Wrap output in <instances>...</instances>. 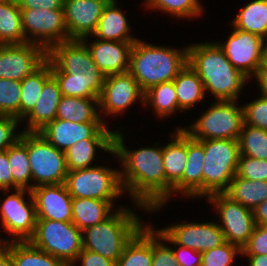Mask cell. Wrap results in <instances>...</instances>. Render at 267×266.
<instances>
[{"instance_id": "27", "label": "cell", "mask_w": 267, "mask_h": 266, "mask_svg": "<svg viewBox=\"0 0 267 266\" xmlns=\"http://www.w3.org/2000/svg\"><path fill=\"white\" fill-rule=\"evenodd\" d=\"M96 105H99L98 98L61 96L56 118L76 123L103 122Z\"/></svg>"}, {"instance_id": "47", "label": "cell", "mask_w": 267, "mask_h": 266, "mask_svg": "<svg viewBox=\"0 0 267 266\" xmlns=\"http://www.w3.org/2000/svg\"><path fill=\"white\" fill-rule=\"evenodd\" d=\"M159 238V233L153 230L152 266H180L177 263L172 248L157 241Z\"/></svg>"}, {"instance_id": "50", "label": "cell", "mask_w": 267, "mask_h": 266, "mask_svg": "<svg viewBox=\"0 0 267 266\" xmlns=\"http://www.w3.org/2000/svg\"><path fill=\"white\" fill-rule=\"evenodd\" d=\"M20 9H63L64 0H18Z\"/></svg>"}, {"instance_id": "24", "label": "cell", "mask_w": 267, "mask_h": 266, "mask_svg": "<svg viewBox=\"0 0 267 266\" xmlns=\"http://www.w3.org/2000/svg\"><path fill=\"white\" fill-rule=\"evenodd\" d=\"M116 5V0L107 3L93 35L101 40L135 42L137 39L129 36L127 18Z\"/></svg>"}, {"instance_id": "11", "label": "cell", "mask_w": 267, "mask_h": 266, "mask_svg": "<svg viewBox=\"0 0 267 266\" xmlns=\"http://www.w3.org/2000/svg\"><path fill=\"white\" fill-rule=\"evenodd\" d=\"M20 10L26 43L39 45L48 51L52 46L70 40L65 25L63 9L36 8ZM27 35H30V37L28 38Z\"/></svg>"}, {"instance_id": "8", "label": "cell", "mask_w": 267, "mask_h": 266, "mask_svg": "<svg viewBox=\"0 0 267 266\" xmlns=\"http://www.w3.org/2000/svg\"><path fill=\"white\" fill-rule=\"evenodd\" d=\"M235 103V100H217L189 129L183 130L196 140H238L244 112Z\"/></svg>"}, {"instance_id": "23", "label": "cell", "mask_w": 267, "mask_h": 266, "mask_svg": "<svg viewBox=\"0 0 267 266\" xmlns=\"http://www.w3.org/2000/svg\"><path fill=\"white\" fill-rule=\"evenodd\" d=\"M61 91L56 79L51 76L43 85L38 101L28 118V129L25 132H38L49 122L56 119L57 107L61 98Z\"/></svg>"}, {"instance_id": "43", "label": "cell", "mask_w": 267, "mask_h": 266, "mask_svg": "<svg viewBox=\"0 0 267 266\" xmlns=\"http://www.w3.org/2000/svg\"><path fill=\"white\" fill-rule=\"evenodd\" d=\"M243 112L245 124L267 130V96L249 102L243 106Z\"/></svg>"}, {"instance_id": "15", "label": "cell", "mask_w": 267, "mask_h": 266, "mask_svg": "<svg viewBox=\"0 0 267 266\" xmlns=\"http://www.w3.org/2000/svg\"><path fill=\"white\" fill-rule=\"evenodd\" d=\"M264 40L261 36L235 28L224 44H217L233 67L250 78L262 64Z\"/></svg>"}, {"instance_id": "7", "label": "cell", "mask_w": 267, "mask_h": 266, "mask_svg": "<svg viewBox=\"0 0 267 266\" xmlns=\"http://www.w3.org/2000/svg\"><path fill=\"white\" fill-rule=\"evenodd\" d=\"M82 235L72 222L37 219L35 233L29 241L67 266H72L83 249Z\"/></svg>"}, {"instance_id": "36", "label": "cell", "mask_w": 267, "mask_h": 266, "mask_svg": "<svg viewBox=\"0 0 267 266\" xmlns=\"http://www.w3.org/2000/svg\"><path fill=\"white\" fill-rule=\"evenodd\" d=\"M26 43L18 2H0V45Z\"/></svg>"}, {"instance_id": "18", "label": "cell", "mask_w": 267, "mask_h": 266, "mask_svg": "<svg viewBox=\"0 0 267 266\" xmlns=\"http://www.w3.org/2000/svg\"><path fill=\"white\" fill-rule=\"evenodd\" d=\"M110 0H64V20L70 40L93 35Z\"/></svg>"}, {"instance_id": "45", "label": "cell", "mask_w": 267, "mask_h": 266, "mask_svg": "<svg viewBox=\"0 0 267 266\" xmlns=\"http://www.w3.org/2000/svg\"><path fill=\"white\" fill-rule=\"evenodd\" d=\"M241 255H267V226L255 225Z\"/></svg>"}, {"instance_id": "25", "label": "cell", "mask_w": 267, "mask_h": 266, "mask_svg": "<svg viewBox=\"0 0 267 266\" xmlns=\"http://www.w3.org/2000/svg\"><path fill=\"white\" fill-rule=\"evenodd\" d=\"M153 227L144 225L127 243L116 266H152Z\"/></svg>"}, {"instance_id": "42", "label": "cell", "mask_w": 267, "mask_h": 266, "mask_svg": "<svg viewBox=\"0 0 267 266\" xmlns=\"http://www.w3.org/2000/svg\"><path fill=\"white\" fill-rule=\"evenodd\" d=\"M236 176L251 181H267V160L240 155Z\"/></svg>"}, {"instance_id": "49", "label": "cell", "mask_w": 267, "mask_h": 266, "mask_svg": "<svg viewBox=\"0 0 267 266\" xmlns=\"http://www.w3.org/2000/svg\"><path fill=\"white\" fill-rule=\"evenodd\" d=\"M13 186V177L8 161V149L0 151V189L9 191Z\"/></svg>"}, {"instance_id": "10", "label": "cell", "mask_w": 267, "mask_h": 266, "mask_svg": "<svg viewBox=\"0 0 267 266\" xmlns=\"http://www.w3.org/2000/svg\"><path fill=\"white\" fill-rule=\"evenodd\" d=\"M28 158L33 188L41 185H57L66 181L68 168L65 152L58 150L39 132H28Z\"/></svg>"}, {"instance_id": "17", "label": "cell", "mask_w": 267, "mask_h": 266, "mask_svg": "<svg viewBox=\"0 0 267 266\" xmlns=\"http://www.w3.org/2000/svg\"><path fill=\"white\" fill-rule=\"evenodd\" d=\"M139 98H142V103H144V92L129 72L111 74L105 76L98 106L105 114H117L126 110Z\"/></svg>"}, {"instance_id": "44", "label": "cell", "mask_w": 267, "mask_h": 266, "mask_svg": "<svg viewBox=\"0 0 267 266\" xmlns=\"http://www.w3.org/2000/svg\"><path fill=\"white\" fill-rule=\"evenodd\" d=\"M160 239L169 241L178 246V250H173L177 263L180 266H201L202 252L195 251L185 246L177 244L163 229L157 231Z\"/></svg>"}, {"instance_id": "29", "label": "cell", "mask_w": 267, "mask_h": 266, "mask_svg": "<svg viewBox=\"0 0 267 266\" xmlns=\"http://www.w3.org/2000/svg\"><path fill=\"white\" fill-rule=\"evenodd\" d=\"M8 161L14 190L18 188L31 190L33 184H28L32 179L28 158V132H21L20 138L8 148Z\"/></svg>"}, {"instance_id": "53", "label": "cell", "mask_w": 267, "mask_h": 266, "mask_svg": "<svg viewBox=\"0 0 267 266\" xmlns=\"http://www.w3.org/2000/svg\"><path fill=\"white\" fill-rule=\"evenodd\" d=\"M249 266H267V255H247Z\"/></svg>"}, {"instance_id": "14", "label": "cell", "mask_w": 267, "mask_h": 266, "mask_svg": "<svg viewBox=\"0 0 267 266\" xmlns=\"http://www.w3.org/2000/svg\"><path fill=\"white\" fill-rule=\"evenodd\" d=\"M47 60V51L36 44L0 45V78L22 81Z\"/></svg>"}, {"instance_id": "48", "label": "cell", "mask_w": 267, "mask_h": 266, "mask_svg": "<svg viewBox=\"0 0 267 266\" xmlns=\"http://www.w3.org/2000/svg\"><path fill=\"white\" fill-rule=\"evenodd\" d=\"M77 260H82V266H116V262L86 249H82Z\"/></svg>"}, {"instance_id": "46", "label": "cell", "mask_w": 267, "mask_h": 266, "mask_svg": "<svg viewBox=\"0 0 267 266\" xmlns=\"http://www.w3.org/2000/svg\"><path fill=\"white\" fill-rule=\"evenodd\" d=\"M18 122L20 120L13 116L0 115V151L7 150L20 138L21 133L14 134Z\"/></svg>"}, {"instance_id": "37", "label": "cell", "mask_w": 267, "mask_h": 266, "mask_svg": "<svg viewBox=\"0 0 267 266\" xmlns=\"http://www.w3.org/2000/svg\"><path fill=\"white\" fill-rule=\"evenodd\" d=\"M151 103L159 117H166L179 110L173 81L164 82L144 92V103Z\"/></svg>"}, {"instance_id": "16", "label": "cell", "mask_w": 267, "mask_h": 266, "mask_svg": "<svg viewBox=\"0 0 267 266\" xmlns=\"http://www.w3.org/2000/svg\"><path fill=\"white\" fill-rule=\"evenodd\" d=\"M38 132L63 152L78 141L87 138H114V131H110L103 122L76 123L57 118Z\"/></svg>"}, {"instance_id": "34", "label": "cell", "mask_w": 267, "mask_h": 266, "mask_svg": "<svg viewBox=\"0 0 267 266\" xmlns=\"http://www.w3.org/2000/svg\"><path fill=\"white\" fill-rule=\"evenodd\" d=\"M51 76V66L46 60L37 70L21 81L19 120H23L35 107L44 83Z\"/></svg>"}, {"instance_id": "56", "label": "cell", "mask_w": 267, "mask_h": 266, "mask_svg": "<svg viewBox=\"0 0 267 266\" xmlns=\"http://www.w3.org/2000/svg\"><path fill=\"white\" fill-rule=\"evenodd\" d=\"M18 0H0V2H6V3H13L17 2Z\"/></svg>"}, {"instance_id": "22", "label": "cell", "mask_w": 267, "mask_h": 266, "mask_svg": "<svg viewBox=\"0 0 267 266\" xmlns=\"http://www.w3.org/2000/svg\"><path fill=\"white\" fill-rule=\"evenodd\" d=\"M203 144L187 133V163L183 172L182 179L173 187L175 191L187 196H203Z\"/></svg>"}, {"instance_id": "40", "label": "cell", "mask_w": 267, "mask_h": 266, "mask_svg": "<svg viewBox=\"0 0 267 266\" xmlns=\"http://www.w3.org/2000/svg\"><path fill=\"white\" fill-rule=\"evenodd\" d=\"M146 4L180 18L198 16L202 12L198 0H147Z\"/></svg>"}, {"instance_id": "57", "label": "cell", "mask_w": 267, "mask_h": 266, "mask_svg": "<svg viewBox=\"0 0 267 266\" xmlns=\"http://www.w3.org/2000/svg\"><path fill=\"white\" fill-rule=\"evenodd\" d=\"M5 242H6V241L0 239V249L3 248V247L5 246Z\"/></svg>"}, {"instance_id": "2", "label": "cell", "mask_w": 267, "mask_h": 266, "mask_svg": "<svg viewBox=\"0 0 267 266\" xmlns=\"http://www.w3.org/2000/svg\"><path fill=\"white\" fill-rule=\"evenodd\" d=\"M82 40H67L47 51L51 74L58 82L61 95L99 98L105 75L98 69Z\"/></svg>"}, {"instance_id": "4", "label": "cell", "mask_w": 267, "mask_h": 266, "mask_svg": "<svg viewBox=\"0 0 267 266\" xmlns=\"http://www.w3.org/2000/svg\"><path fill=\"white\" fill-rule=\"evenodd\" d=\"M188 64V48L173 49L136 40L130 53L128 72L137 80L141 90L173 81Z\"/></svg>"}, {"instance_id": "38", "label": "cell", "mask_w": 267, "mask_h": 266, "mask_svg": "<svg viewBox=\"0 0 267 266\" xmlns=\"http://www.w3.org/2000/svg\"><path fill=\"white\" fill-rule=\"evenodd\" d=\"M238 141L240 155L267 160V130L244 123Z\"/></svg>"}, {"instance_id": "1", "label": "cell", "mask_w": 267, "mask_h": 266, "mask_svg": "<svg viewBox=\"0 0 267 266\" xmlns=\"http://www.w3.org/2000/svg\"><path fill=\"white\" fill-rule=\"evenodd\" d=\"M112 154L119 157L124 167L120 173L123 190H128L139 207L155 211L169 200L173 187L166 181L163 148L129 151L122 134L115 131Z\"/></svg>"}, {"instance_id": "51", "label": "cell", "mask_w": 267, "mask_h": 266, "mask_svg": "<svg viewBox=\"0 0 267 266\" xmlns=\"http://www.w3.org/2000/svg\"><path fill=\"white\" fill-rule=\"evenodd\" d=\"M255 225L267 226V199L253 209Z\"/></svg>"}, {"instance_id": "39", "label": "cell", "mask_w": 267, "mask_h": 266, "mask_svg": "<svg viewBox=\"0 0 267 266\" xmlns=\"http://www.w3.org/2000/svg\"><path fill=\"white\" fill-rule=\"evenodd\" d=\"M21 82L0 78V115H9L19 120Z\"/></svg>"}, {"instance_id": "5", "label": "cell", "mask_w": 267, "mask_h": 266, "mask_svg": "<svg viewBox=\"0 0 267 266\" xmlns=\"http://www.w3.org/2000/svg\"><path fill=\"white\" fill-rule=\"evenodd\" d=\"M136 214L119 208L104 221L82 230V248L117 262L127 243L143 227Z\"/></svg>"}, {"instance_id": "6", "label": "cell", "mask_w": 267, "mask_h": 266, "mask_svg": "<svg viewBox=\"0 0 267 266\" xmlns=\"http://www.w3.org/2000/svg\"><path fill=\"white\" fill-rule=\"evenodd\" d=\"M204 147L203 195L224 193L234 178L240 156L239 141L199 140Z\"/></svg>"}, {"instance_id": "41", "label": "cell", "mask_w": 267, "mask_h": 266, "mask_svg": "<svg viewBox=\"0 0 267 266\" xmlns=\"http://www.w3.org/2000/svg\"><path fill=\"white\" fill-rule=\"evenodd\" d=\"M238 253L242 251L237 245L225 241L220 246L202 252L201 266H231Z\"/></svg>"}, {"instance_id": "31", "label": "cell", "mask_w": 267, "mask_h": 266, "mask_svg": "<svg viewBox=\"0 0 267 266\" xmlns=\"http://www.w3.org/2000/svg\"><path fill=\"white\" fill-rule=\"evenodd\" d=\"M14 266H67L62 260L35 247L30 241H6Z\"/></svg>"}, {"instance_id": "26", "label": "cell", "mask_w": 267, "mask_h": 266, "mask_svg": "<svg viewBox=\"0 0 267 266\" xmlns=\"http://www.w3.org/2000/svg\"><path fill=\"white\" fill-rule=\"evenodd\" d=\"M171 137L173 140L163 147V163L166 181L174 187L182 179L187 163V133L178 128Z\"/></svg>"}, {"instance_id": "19", "label": "cell", "mask_w": 267, "mask_h": 266, "mask_svg": "<svg viewBox=\"0 0 267 266\" xmlns=\"http://www.w3.org/2000/svg\"><path fill=\"white\" fill-rule=\"evenodd\" d=\"M37 219L72 222V196L63 184L41 185L31 189Z\"/></svg>"}, {"instance_id": "3", "label": "cell", "mask_w": 267, "mask_h": 266, "mask_svg": "<svg viewBox=\"0 0 267 266\" xmlns=\"http://www.w3.org/2000/svg\"><path fill=\"white\" fill-rule=\"evenodd\" d=\"M188 64L218 100H237L246 77L234 68L217 43L187 46Z\"/></svg>"}, {"instance_id": "52", "label": "cell", "mask_w": 267, "mask_h": 266, "mask_svg": "<svg viewBox=\"0 0 267 266\" xmlns=\"http://www.w3.org/2000/svg\"><path fill=\"white\" fill-rule=\"evenodd\" d=\"M259 82V86L261 89V95L267 96V66L260 65L256 74L254 75Z\"/></svg>"}, {"instance_id": "55", "label": "cell", "mask_w": 267, "mask_h": 266, "mask_svg": "<svg viewBox=\"0 0 267 266\" xmlns=\"http://www.w3.org/2000/svg\"><path fill=\"white\" fill-rule=\"evenodd\" d=\"M265 41H267V40H265ZM261 65H266L267 66V43H264L262 64Z\"/></svg>"}, {"instance_id": "28", "label": "cell", "mask_w": 267, "mask_h": 266, "mask_svg": "<svg viewBox=\"0 0 267 266\" xmlns=\"http://www.w3.org/2000/svg\"><path fill=\"white\" fill-rule=\"evenodd\" d=\"M112 153L114 138H87L73 144L65 151L68 171L89 168L96 148Z\"/></svg>"}, {"instance_id": "20", "label": "cell", "mask_w": 267, "mask_h": 266, "mask_svg": "<svg viewBox=\"0 0 267 266\" xmlns=\"http://www.w3.org/2000/svg\"><path fill=\"white\" fill-rule=\"evenodd\" d=\"M177 244L204 252L222 245L225 242L219 224L181 223L163 229Z\"/></svg>"}, {"instance_id": "35", "label": "cell", "mask_w": 267, "mask_h": 266, "mask_svg": "<svg viewBox=\"0 0 267 266\" xmlns=\"http://www.w3.org/2000/svg\"><path fill=\"white\" fill-rule=\"evenodd\" d=\"M232 25L242 31L267 38V0L252 1L236 15Z\"/></svg>"}, {"instance_id": "12", "label": "cell", "mask_w": 267, "mask_h": 266, "mask_svg": "<svg viewBox=\"0 0 267 266\" xmlns=\"http://www.w3.org/2000/svg\"><path fill=\"white\" fill-rule=\"evenodd\" d=\"M208 200L215 205L220 214L222 225L219 226L225 241L242 249L249 241L255 227L253 210L232 200L225 193L211 194Z\"/></svg>"}, {"instance_id": "13", "label": "cell", "mask_w": 267, "mask_h": 266, "mask_svg": "<svg viewBox=\"0 0 267 266\" xmlns=\"http://www.w3.org/2000/svg\"><path fill=\"white\" fill-rule=\"evenodd\" d=\"M26 190L28 189H15L16 193L8 195L4 202L0 203L2 204L0 208L2 226L17 238H13L12 241H29L35 233L37 220L35 202L31 190H28L30 202H25Z\"/></svg>"}, {"instance_id": "9", "label": "cell", "mask_w": 267, "mask_h": 266, "mask_svg": "<svg viewBox=\"0 0 267 266\" xmlns=\"http://www.w3.org/2000/svg\"><path fill=\"white\" fill-rule=\"evenodd\" d=\"M120 173L115 169L96 166L68 171L65 185L72 198H91L113 203L122 194Z\"/></svg>"}, {"instance_id": "33", "label": "cell", "mask_w": 267, "mask_h": 266, "mask_svg": "<svg viewBox=\"0 0 267 266\" xmlns=\"http://www.w3.org/2000/svg\"><path fill=\"white\" fill-rule=\"evenodd\" d=\"M224 193L232 200L253 210L267 199V181H251L235 175Z\"/></svg>"}, {"instance_id": "21", "label": "cell", "mask_w": 267, "mask_h": 266, "mask_svg": "<svg viewBox=\"0 0 267 266\" xmlns=\"http://www.w3.org/2000/svg\"><path fill=\"white\" fill-rule=\"evenodd\" d=\"M134 42L95 40L87 45L98 69L105 75L128 72L130 53Z\"/></svg>"}, {"instance_id": "32", "label": "cell", "mask_w": 267, "mask_h": 266, "mask_svg": "<svg viewBox=\"0 0 267 266\" xmlns=\"http://www.w3.org/2000/svg\"><path fill=\"white\" fill-rule=\"evenodd\" d=\"M173 83L180 110L189 109L203 100V82L189 64L173 79Z\"/></svg>"}, {"instance_id": "30", "label": "cell", "mask_w": 267, "mask_h": 266, "mask_svg": "<svg viewBox=\"0 0 267 266\" xmlns=\"http://www.w3.org/2000/svg\"><path fill=\"white\" fill-rule=\"evenodd\" d=\"M113 204L91 198H73L72 223L81 231L104 221L111 213Z\"/></svg>"}, {"instance_id": "54", "label": "cell", "mask_w": 267, "mask_h": 266, "mask_svg": "<svg viewBox=\"0 0 267 266\" xmlns=\"http://www.w3.org/2000/svg\"><path fill=\"white\" fill-rule=\"evenodd\" d=\"M0 266H14L11 254L5 247L0 249Z\"/></svg>"}]
</instances>
